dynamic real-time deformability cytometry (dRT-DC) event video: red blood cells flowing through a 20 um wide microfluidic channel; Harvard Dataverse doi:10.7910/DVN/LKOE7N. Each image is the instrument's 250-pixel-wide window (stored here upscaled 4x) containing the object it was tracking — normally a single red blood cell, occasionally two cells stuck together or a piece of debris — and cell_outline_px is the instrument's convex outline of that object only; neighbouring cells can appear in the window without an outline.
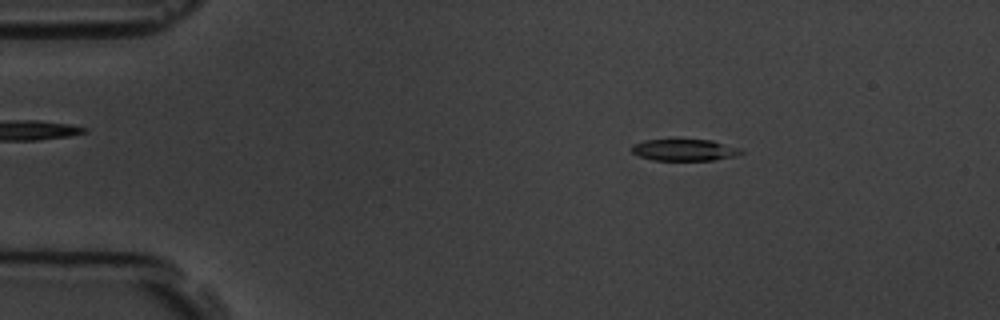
{"species": "common noctule bat (a hibernating species)", "species_latin": "Nyctalus noctula", "temperature_condition": "room temperature", "stored_images_in_passage": 4, "camera_frame_rate_fps": 3000, "um_per_image_px": 0.085, "animal": {"sex": "male", "body_mass_g": 19.5, "forearm_length_mm": 54.6}, "frame": {"image": 1, "passage_image": 2, "time_ms": 1.333, "image_size_px": [1000, 320], "cell_outline_px": [[744, 152], [736, 156], [712, 160], [652, 160], [640, 156], [632, 152], [632, 144], [644, 140], [712, 140], [740, 148]], "centroid_in_image_um": [58.19, 12.75], "position_along_channel_um": 26.8, "area_um2": 13.7}}